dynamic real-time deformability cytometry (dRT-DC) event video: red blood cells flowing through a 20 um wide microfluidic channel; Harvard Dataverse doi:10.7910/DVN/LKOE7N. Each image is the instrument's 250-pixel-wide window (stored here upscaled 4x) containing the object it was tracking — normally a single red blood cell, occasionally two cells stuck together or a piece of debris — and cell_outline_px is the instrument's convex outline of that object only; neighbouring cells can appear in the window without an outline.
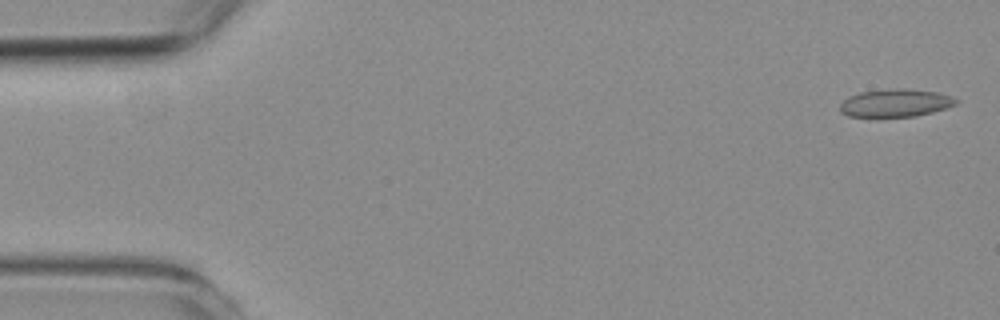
{"species": "common noctule bat (a hibernating species)", "species_latin": "Nyctalus noctula", "temperature_condition": "room temperature", "stored_images_in_passage": 50, "camera_frame_rate_fps": 3000, "um_per_image_px": 0.085, "animal": {"sex": "female", "body_mass_g": 19.3, "forearm_length_mm": 54.1}, "frame": {"image": 1, "passage_image": 2, "time_ms": 0.333, "image_size_px": [1000, 320], "cell_outline_px": [[960, 100], [956, 104], [932, 112], [916, 116], [848, 116], [840, 112], [840, 104], [848, 96], [860, 92], [896, 88], [904, 88], [936, 92], [952, 96]], "centroid_in_image_um": [76.12, 8.74], "position_along_channel_um": 8.9, "area_um2": 18.67}}
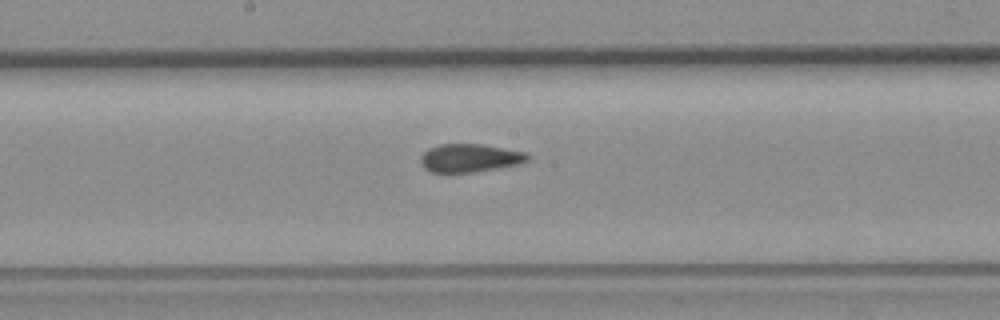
{"frame": {"image": 2, "passage_image": 30, "time_ms": 9.667, "image_size_px": [1000, 320], "cell_outline_px": [[532, 160], [520, 164], [472, 172], [432, 172], [424, 168], [420, 164], [420, 156], [428, 148], [440, 144], [480, 144], [524, 152], [532, 156]], "centroid_in_image_um": [39.94, 13.43], "position_along_channel_um": 208.3, "area_um2": 17.63}}
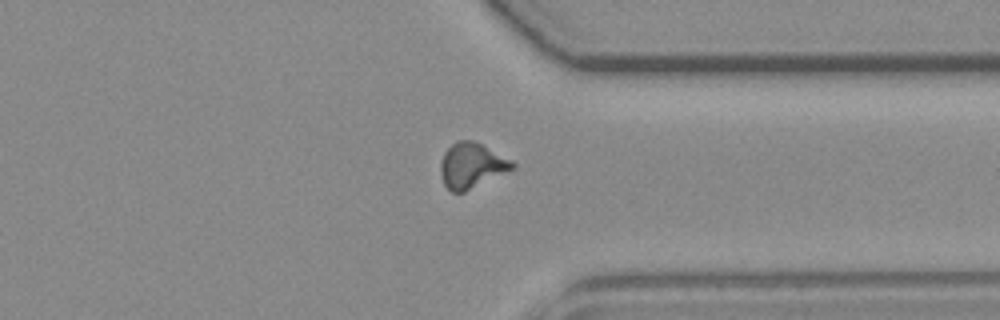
{"frame": {"image": 3, "passage_image": 44, "time_ms": 14.333, "image_size_px": [1000, 320], "cell_outline_px": [[516, 168], [464, 192], [452, 192], [444, 184], [440, 172], [440, 164], [444, 152], [456, 140], [472, 140], [512, 160], [516, 164]], "centroid_in_image_um": [40.09, 14.07], "position_along_channel_um": 371.3, "area_um2": 18.84}}